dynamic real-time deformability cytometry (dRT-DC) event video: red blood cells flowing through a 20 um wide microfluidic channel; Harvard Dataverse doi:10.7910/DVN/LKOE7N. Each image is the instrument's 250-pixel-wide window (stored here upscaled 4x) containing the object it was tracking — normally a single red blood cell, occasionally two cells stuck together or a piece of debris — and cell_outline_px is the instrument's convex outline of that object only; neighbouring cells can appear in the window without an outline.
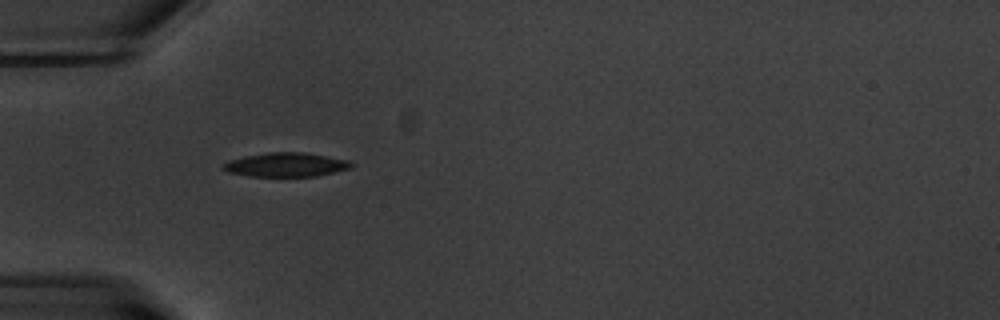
{"species": "common noctule bat (a hibernating species)", "species_latin": "Nyctalus noctula", "temperature_condition": "warm", "stored_images_in_passage": 2, "camera_frame_rate_fps": 3000, "um_per_image_px": 0.085, "animal": {"sex": "male", "body_mass_g": 20.1, "forearm_length_mm": 53.5}, "frame": {"image": 1, "passage_image": 1, "time_ms": 0.0, "image_size_px": [1000, 320], "cell_outline_px": [[356, 164], [352, 168], [316, 176], [252, 176], [228, 172], [220, 168], [228, 160], [244, 156], [268, 152], [304, 152], [348, 160]], "centroid_in_image_um": [24.32, 13.99], "position_along_channel_um": 60.7, "area_um2": 17.98}}